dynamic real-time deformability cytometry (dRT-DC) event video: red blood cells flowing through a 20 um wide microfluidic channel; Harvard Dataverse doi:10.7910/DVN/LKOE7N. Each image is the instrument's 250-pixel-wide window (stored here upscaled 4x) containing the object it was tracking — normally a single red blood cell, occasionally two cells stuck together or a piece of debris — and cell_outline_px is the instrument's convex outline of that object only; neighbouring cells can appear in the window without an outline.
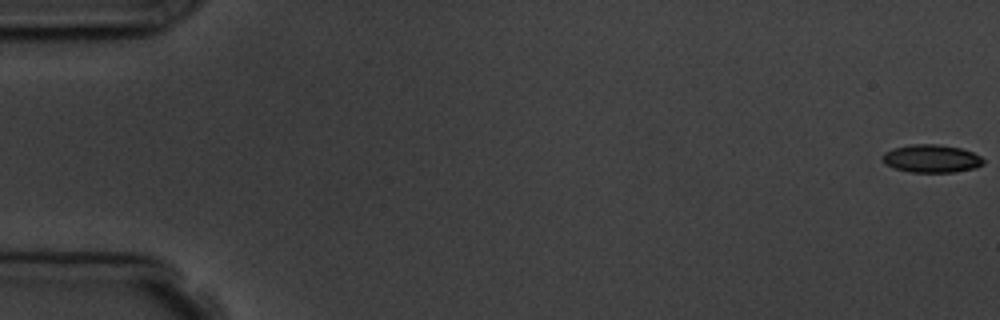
{"species": "common noctule bat (a hibernating species)", "species_latin": "Nyctalus noctula", "temperature_condition": "room temperature", "stored_images_in_passage": 5, "camera_frame_rate_fps": 3000, "um_per_image_px": 0.085, "animal": {"sex": "male", "body_mass_g": 19.5, "forearm_length_mm": 54.6}, "frame": {"image": 1, "passage_image": 1, "time_ms": 0.0, "image_size_px": [1000, 320], "cell_outline_px": [[984, 164], [976, 168], [956, 172], [912, 172], [892, 168], [884, 160], [884, 152], [892, 148], [912, 144], [936, 144], [960, 148], [972, 152], [980, 156], [984, 160]], "centroid_in_image_um": [79.21, 13.48], "position_along_channel_um": 5.8, "area_um2": 16.36}}